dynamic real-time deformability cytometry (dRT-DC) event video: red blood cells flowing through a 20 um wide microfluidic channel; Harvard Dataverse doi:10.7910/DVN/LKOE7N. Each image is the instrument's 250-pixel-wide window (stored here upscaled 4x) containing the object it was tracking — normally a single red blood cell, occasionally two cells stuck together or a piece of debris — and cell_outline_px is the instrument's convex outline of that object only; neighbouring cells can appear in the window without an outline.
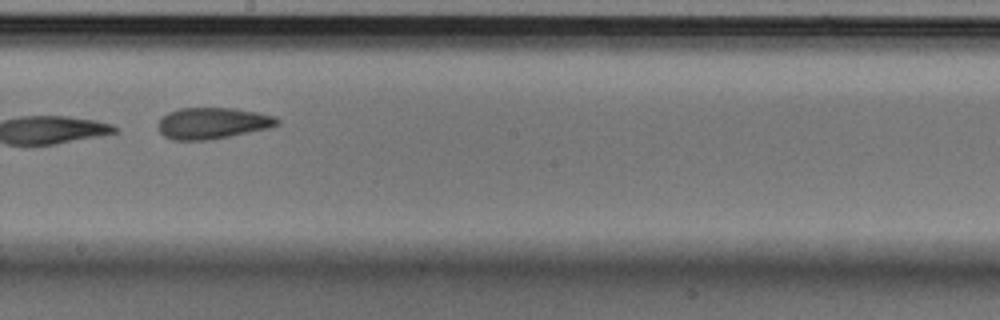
{"species": "Egyptian fruit bat (a non-hibernating species)", "species_latin": "Rousettus aegyptiacus", "temperature_condition": "cold", "stored_images_in_passage": 7, "camera_frame_rate_fps": 3000, "um_per_image_px": 0.085, "animal": {"sex": "male"}, "frame": {"image": 1, "passage_image": 5, "time_ms": 1.333, "image_size_px": [1000, 320], "cell_outline_px": [[280, 124], [272, 128], [208, 140], [172, 140], [164, 136], [156, 128], [156, 124], [160, 116], [168, 112], [180, 108], [236, 108], [276, 116], [280, 120]], "centroid_in_image_um": [18.05, 10.47], "position_along_channel_um": 230.2, "area_um2": 22.2}}